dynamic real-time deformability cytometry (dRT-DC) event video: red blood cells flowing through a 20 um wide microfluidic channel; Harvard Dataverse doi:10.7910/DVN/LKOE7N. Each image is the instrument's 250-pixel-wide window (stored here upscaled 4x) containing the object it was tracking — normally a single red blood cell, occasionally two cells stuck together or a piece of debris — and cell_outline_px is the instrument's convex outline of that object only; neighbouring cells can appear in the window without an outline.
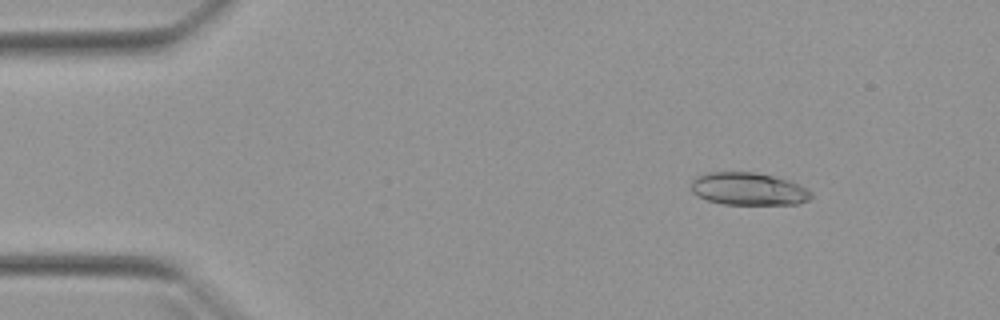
{"species": "Egyptian fruit bat (a non-hibernating species)", "species_latin": "Rousettus aegyptiacus", "temperature_condition": "warm", "stored_images_in_passage": 47, "camera_frame_rate_fps": 3000, "um_per_image_px": 0.085, "animal": {"sex": "female"}, "frame": {"image": 1, "passage_image": 3, "time_ms": 0.667, "image_size_px": [1000, 320], "cell_outline_px": [[812, 196], [808, 200], [796, 204], [724, 204], [708, 200], [692, 192], [692, 180], [696, 176], [708, 172], [752, 172], [772, 176], [788, 180], [812, 192]], "centroid_in_image_um": [63.59, 16.05], "position_along_channel_um": 21.4, "area_um2": 22.48}}
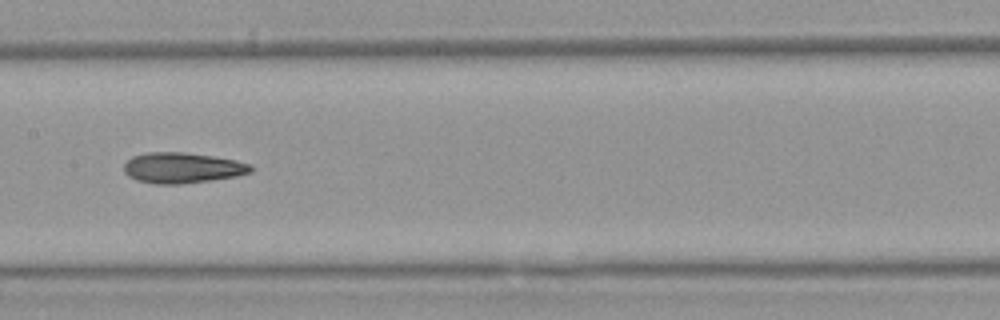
{"frame": {"image": 2, "passage_image": 22, "time_ms": 7.0, "image_size_px": [1000, 320], "cell_outline_px": [[252, 172], [236, 176], [180, 184], [156, 184], [136, 180], [128, 176], [124, 172], [124, 164], [132, 156], [148, 152], [184, 152], [212, 156], [236, 160], [252, 164]], "centroid_in_image_um": [15.48, 14.26], "position_along_channel_um": 191.9, "area_um2": 22.6}}
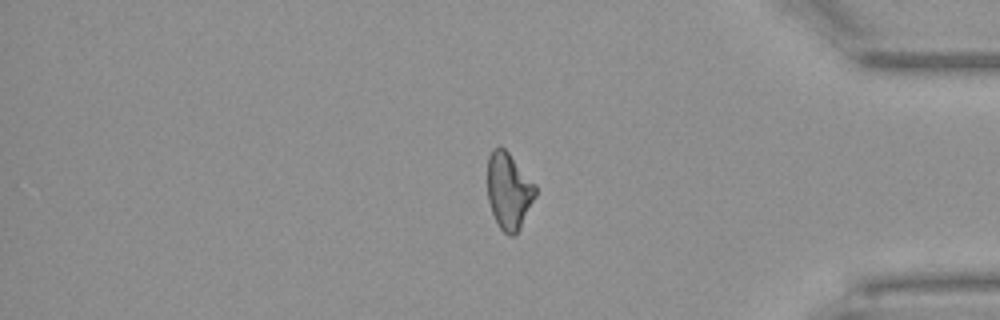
{"frame": {"image": 3, "passage_image": 39, "time_ms": 12.667, "image_size_px": [1000, 320], "cell_outline_px": [[536, 196], [520, 228], [512, 236], [508, 236], [500, 228], [492, 212], [488, 200], [488, 156], [492, 148], [500, 144], [508, 152], [536, 184]], "centroid_in_image_um": [43.25, 16.19], "position_along_channel_um": 392.0, "area_um2": 21.44}, "authors_computed_cell_mechanics": {"area_um2": 22.3108, "velocity_mm_per_s": 3.9924, "shape_relaxation_time_tau1_ms": null, "shape_relaxation_time_tau2_ms": 4.9274, "deformation_change_tau1": null, "deformation_change_tau2": 0.1351}}